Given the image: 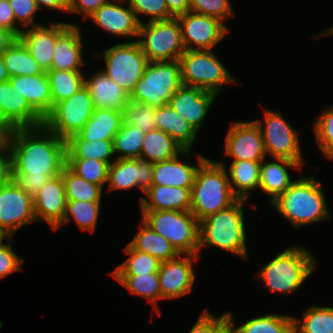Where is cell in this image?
Instances as JSON below:
<instances>
[{
    "instance_id": "9",
    "label": "cell",
    "mask_w": 333,
    "mask_h": 333,
    "mask_svg": "<svg viewBox=\"0 0 333 333\" xmlns=\"http://www.w3.org/2000/svg\"><path fill=\"white\" fill-rule=\"evenodd\" d=\"M138 38L149 62L179 60L186 51L177 18L143 22L140 24Z\"/></svg>"
},
{
    "instance_id": "26",
    "label": "cell",
    "mask_w": 333,
    "mask_h": 333,
    "mask_svg": "<svg viewBox=\"0 0 333 333\" xmlns=\"http://www.w3.org/2000/svg\"><path fill=\"white\" fill-rule=\"evenodd\" d=\"M191 189L182 187L151 185L140 197L141 211H189Z\"/></svg>"
},
{
    "instance_id": "13",
    "label": "cell",
    "mask_w": 333,
    "mask_h": 333,
    "mask_svg": "<svg viewBox=\"0 0 333 333\" xmlns=\"http://www.w3.org/2000/svg\"><path fill=\"white\" fill-rule=\"evenodd\" d=\"M177 19L186 50H213L230 31L219 19L191 11Z\"/></svg>"
},
{
    "instance_id": "44",
    "label": "cell",
    "mask_w": 333,
    "mask_h": 333,
    "mask_svg": "<svg viewBox=\"0 0 333 333\" xmlns=\"http://www.w3.org/2000/svg\"><path fill=\"white\" fill-rule=\"evenodd\" d=\"M66 166L86 181L104 187L108 180L109 164L97 159H66Z\"/></svg>"
},
{
    "instance_id": "27",
    "label": "cell",
    "mask_w": 333,
    "mask_h": 333,
    "mask_svg": "<svg viewBox=\"0 0 333 333\" xmlns=\"http://www.w3.org/2000/svg\"><path fill=\"white\" fill-rule=\"evenodd\" d=\"M263 159L260 165L259 173V189L270 195V202L272 203L278 196L283 194L295 181L292 180L290 173L287 169H299L302 165L286 159V158H273V162H265Z\"/></svg>"
},
{
    "instance_id": "35",
    "label": "cell",
    "mask_w": 333,
    "mask_h": 333,
    "mask_svg": "<svg viewBox=\"0 0 333 333\" xmlns=\"http://www.w3.org/2000/svg\"><path fill=\"white\" fill-rule=\"evenodd\" d=\"M113 156H115L113 140L90 142L82 139L78 134L66 140V159H97L110 165L115 161Z\"/></svg>"
},
{
    "instance_id": "40",
    "label": "cell",
    "mask_w": 333,
    "mask_h": 333,
    "mask_svg": "<svg viewBox=\"0 0 333 333\" xmlns=\"http://www.w3.org/2000/svg\"><path fill=\"white\" fill-rule=\"evenodd\" d=\"M101 201H78L67 200L66 212L63 222L55 229L58 230L72 221L78 225L81 231H89L93 233L98 223L99 213L101 209ZM71 218V219H70Z\"/></svg>"
},
{
    "instance_id": "33",
    "label": "cell",
    "mask_w": 333,
    "mask_h": 333,
    "mask_svg": "<svg viewBox=\"0 0 333 333\" xmlns=\"http://www.w3.org/2000/svg\"><path fill=\"white\" fill-rule=\"evenodd\" d=\"M183 150L184 148L168 133L154 129L145 133L140 159L157 163L174 158Z\"/></svg>"
},
{
    "instance_id": "41",
    "label": "cell",
    "mask_w": 333,
    "mask_h": 333,
    "mask_svg": "<svg viewBox=\"0 0 333 333\" xmlns=\"http://www.w3.org/2000/svg\"><path fill=\"white\" fill-rule=\"evenodd\" d=\"M144 136V131L123 122L121 129L113 138L115 159L140 158Z\"/></svg>"
},
{
    "instance_id": "42",
    "label": "cell",
    "mask_w": 333,
    "mask_h": 333,
    "mask_svg": "<svg viewBox=\"0 0 333 333\" xmlns=\"http://www.w3.org/2000/svg\"><path fill=\"white\" fill-rule=\"evenodd\" d=\"M129 257L112 271V276H135L137 274L158 273L161 261L147 253L137 251L129 244L124 248Z\"/></svg>"
},
{
    "instance_id": "54",
    "label": "cell",
    "mask_w": 333,
    "mask_h": 333,
    "mask_svg": "<svg viewBox=\"0 0 333 333\" xmlns=\"http://www.w3.org/2000/svg\"><path fill=\"white\" fill-rule=\"evenodd\" d=\"M11 177V155L7 137L0 140V186L8 183Z\"/></svg>"
},
{
    "instance_id": "60",
    "label": "cell",
    "mask_w": 333,
    "mask_h": 333,
    "mask_svg": "<svg viewBox=\"0 0 333 333\" xmlns=\"http://www.w3.org/2000/svg\"><path fill=\"white\" fill-rule=\"evenodd\" d=\"M329 35H333V26H330V28H328L327 30L323 31L322 33H319V36H316V38H320L323 36H329Z\"/></svg>"
},
{
    "instance_id": "36",
    "label": "cell",
    "mask_w": 333,
    "mask_h": 333,
    "mask_svg": "<svg viewBox=\"0 0 333 333\" xmlns=\"http://www.w3.org/2000/svg\"><path fill=\"white\" fill-rule=\"evenodd\" d=\"M2 58L11 77L33 76L44 72L19 38L2 53Z\"/></svg>"
},
{
    "instance_id": "23",
    "label": "cell",
    "mask_w": 333,
    "mask_h": 333,
    "mask_svg": "<svg viewBox=\"0 0 333 333\" xmlns=\"http://www.w3.org/2000/svg\"><path fill=\"white\" fill-rule=\"evenodd\" d=\"M216 97L217 94L214 92L198 87L182 85L173 94L169 105L185 118L198 133Z\"/></svg>"
},
{
    "instance_id": "18",
    "label": "cell",
    "mask_w": 333,
    "mask_h": 333,
    "mask_svg": "<svg viewBox=\"0 0 333 333\" xmlns=\"http://www.w3.org/2000/svg\"><path fill=\"white\" fill-rule=\"evenodd\" d=\"M153 163L137 159H115L108 169V191L132 190L143 193L151 186Z\"/></svg>"
},
{
    "instance_id": "50",
    "label": "cell",
    "mask_w": 333,
    "mask_h": 333,
    "mask_svg": "<svg viewBox=\"0 0 333 333\" xmlns=\"http://www.w3.org/2000/svg\"><path fill=\"white\" fill-rule=\"evenodd\" d=\"M13 9L15 20L20 27H33L42 25L35 22V16L40 12L35 0H8Z\"/></svg>"
},
{
    "instance_id": "48",
    "label": "cell",
    "mask_w": 333,
    "mask_h": 333,
    "mask_svg": "<svg viewBox=\"0 0 333 333\" xmlns=\"http://www.w3.org/2000/svg\"><path fill=\"white\" fill-rule=\"evenodd\" d=\"M125 4L130 5L140 24H142L143 21L138 17L139 15L149 16L150 18H148L149 20L147 22L173 18L169 14L165 0H127Z\"/></svg>"
},
{
    "instance_id": "14",
    "label": "cell",
    "mask_w": 333,
    "mask_h": 333,
    "mask_svg": "<svg viewBox=\"0 0 333 333\" xmlns=\"http://www.w3.org/2000/svg\"><path fill=\"white\" fill-rule=\"evenodd\" d=\"M37 222L33 198L14 180L0 186V227L12 237L24 225Z\"/></svg>"
},
{
    "instance_id": "11",
    "label": "cell",
    "mask_w": 333,
    "mask_h": 333,
    "mask_svg": "<svg viewBox=\"0 0 333 333\" xmlns=\"http://www.w3.org/2000/svg\"><path fill=\"white\" fill-rule=\"evenodd\" d=\"M263 117L254 120L259 126L266 155L271 158H286L303 166L305 164L297 132L279 111L263 108Z\"/></svg>"
},
{
    "instance_id": "3",
    "label": "cell",
    "mask_w": 333,
    "mask_h": 333,
    "mask_svg": "<svg viewBox=\"0 0 333 333\" xmlns=\"http://www.w3.org/2000/svg\"><path fill=\"white\" fill-rule=\"evenodd\" d=\"M245 201L237 199L229 207L199 221V252L202 247L211 245L248 259Z\"/></svg>"
},
{
    "instance_id": "21",
    "label": "cell",
    "mask_w": 333,
    "mask_h": 333,
    "mask_svg": "<svg viewBox=\"0 0 333 333\" xmlns=\"http://www.w3.org/2000/svg\"><path fill=\"white\" fill-rule=\"evenodd\" d=\"M126 0H109L88 18L107 33L117 36L138 37L140 22L130 5L123 7Z\"/></svg>"
},
{
    "instance_id": "37",
    "label": "cell",
    "mask_w": 333,
    "mask_h": 333,
    "mask_svg": "<svg viewBox=\"0 0 333 333\" xmlns=\"http://www.w3.org/2000/svg\"><path fill=\"white\" fill-rule=\"evenodd\" d=\"M132 295H138L151 302L153 308L161 315L158 301L161 300V288L158 273L137 274L135 276H112Z\"/></svg>"
},
{
    "instance_id": "15",
    "label": "cell",
    "mask_w": 333,
    "mask_h": 333,
    "mask_svg": "<svg viewBox=\"0 0 333 333\" xmlns=\"http://www.w3.org/2000/svg\"><path fill=\"white\" fill-rule=\"evenodd\" d=\"M225 137L224 154L232 161H262L267 158L259 126L252 121L230 123Z\"/></svg>"
},
{
    "instance_id": "34",
    "label": "cell",
    "mask_w": 333,
    "mask_h": 333,
    "mask_svg": "<svg viewBox=\"0 0 333 333\" xmlns=\"http://www.w3.org/2000/svg\"><path fill=\"white\" fill-rule=\"evenodd\" d=\"M139 228V232L128 243L132 248L147 253L161 262L175 259L179 255L170 241L156 233L143 221Z\"/></svg>"
},
{
    "instance_id": "1",
    "label": "cell",
    "mask_w": 333,
    "mask_h": 333,
    "mask_svg": "<svg viewBox=\"0 0 333 333\" xmlns=\"http://www.w3.org/2000/svg\"><path fill=\"white\" fill-rule=\"evenodd\" d=\"M12 180L34 198L49 179L66 166V140L44 125L14 128L6 133Z\"/></svg>"
},
{
    "instance_id": "32",
    "label": "cell",
    "mask_w": 333,
    "mask_h": 333,
    "mask_svg": "<svg viewBox=\"0 0 333 333\" xmlns=\"http://www.w3.org/2000/svg\"><path fill=\"white\" fill-rule=\"evenodd\" d=\"M228 315V333H294L293 316L282 314H265L247 320L241 326L233 324L234 319L230 311Z\"/></svg>"
},
{
    "instance_id": "6",
    "label": "cell",
    "mask_w": 333,
    "mask_h": 333,
    "mask_svg": "<svg viewBox=\"0 0 333 333\" xmlns=\"http://www.w3.org/2000/svg\"><path fill=\"white\" fill-rule=\"evenodd\" d=\"M152 230L170 241L179 254L200 255L199 221L189 211H141Z\"/></svg>"
},
{
    "instance_id": "55",
    "label": "cell",
    "mask_w": 333,
    "mask_h": 333,
    "mask_svg": "<svg viewBox=\"0 0 333 333\" xmlns=\"http://www.w3.org/2000/svg\"><path fill=\"white\" fill-rule=\"evenodd\" d=\"M169 14L177 18L190 11L189 0H165Z\"/></svg>"
},
{
    "instance_id": "45",
    "label": "cell",
    "mask_w": 333,
    "mask_h": 333,
    "mask_svg": "<svg viewBox=\"0 0 333 333\" xmlns=\"http://www.w3.org/2000/svg\"><path fill=\"white\" fill-rule=\"evenodd\" d=\"M156 108L135 101H129L123 111L124 123L136 126L145 133L157 129Z\"/></svg>"
},
{
    "instance_id": "56",
    "label": "cell",
    "mask_w": 333,
    "mask_h": 333,
    "mask_svg": "<svg viewBox=\"0 0 333 333\" xmlns=\"http://www.w3.org/2000/svg\"><path fill=\"white\" fill-rule=\"evenodd\" d=\"M38 9L46 7L52 10L65 11L66 13L69 10V0H35Z\"/></svg>"
},
{
    "instance_id": "22",
    "label": "cell",
    "mask_w": 333,
    "mask_h": 333,
    "mask_svg": "<svg viewBox=\"0 0 333 333\" xmlns=\"http://www.w3.org/2000/svg\"><path fill=\"white\" fill-rule=\"evenodd\" d=\"M33 203L36 220H42L55 231L63 222L67 206L62 175L49 179L33 198Z\"/></svg>"
},
{
    "instance_id": "28",
    "label": "cell",
    "mask_w": 333,
    "mask_h": 333,
    "mask_svg": "<svg viewBox=\"0 0 333 333\" xmlns=\"http://www.w3.org/2000/svg\"><path fill=\"white\" fill-rule=\"evenodd\" d=\"M9 80L43 119L51 112L52 98L47 72L33 76H13Z\"/></svg>"
},
{
    "instance_id": "2",
    "label": "cell",
    "mask_w": 333,
    "mask_h": 333,
    "mask_svg": "<svg viewBox=\"0 0 333 333\" xmlns=\"http://www.w3.org/2000/svg\"><path fill=\"white\" fill-rule=\"evenodd\" d=\"M323 190L321 181L313 176H301L271 205L295 229L319 221H329L330 211Z\"/></svg>"
},
{
    "instance_id": "17",
    "label": "cell",
    "mask_w": 333,
    "mask_h": 333,
    "mask_svg": "<svg viewBox=\"0 0 333 333\" xmlns=\"http://www.w3.org/2000/svg\"><path fill=\"white\" fill-rule=\"evenodd\" d=\"M44 119L25 97L14 89L11 81L0 83V124L6 131L14 128L38 127Z\"/></svg>"
},
{
    "instance_id": "19",
    "label": "cell",
    "mask_w": 333,
    "mask_h": 333,
    "mask_svg": "<svg viewBox=\"0 0 333 333\" xmlns=\"http://www.w3.org/2000/svg\"><path fill=\"white\" fill-rule=\"evenodd\" d=\"M190 154L191 150L184 149L174 158L153 163L151 185L192 188L198 168L208 157L198 154L196 166L191 164ZM183 157L186 162L182 161Z\"/></svg>"
},
{
    "instance_id": "43",
    "label": "cell",
    "mask_w": 333,
    "mask_h": 333,
    "mask_svg": "<svg viewBox=\"0 0 333 333\" xmlns=\"http://www.w3.org/2000/svg\"><path fill=\"white\" fill-rule=\"evenodd\" d=\"M67 200L101 201L103 187L77 176L67 166L62 170Z\"/></svg>"
},
{
    "instance_id": "31",
    "label": "cell",
    "mask_w": 333,
    "mask_h": 333,
    "mask_svg": "<svg viewBox=\"0 0 333 333\" xmlns=\"http://www.w3.org/2000/svg\"><path fill=\"white\" fill-rule=\"evenodd\" d=\"M260 165L261 161H231L227 175L232 193L238 199L248 200L251 191L259 188Z\"/></svg>"
},
{
    "instance_id": "12",
    "label": "cell",
    "mask_w": 333,
    "mask_h": 333,
    "mask_svg": "<svg viewBox=\"0 0 333 333\" xmlns=\"http://www.w3.org/2000/svg\"><path fill=\"white\" fill-rule=\"evenodd\" d=\"M93 111L92 98L84 85L69 98L56 103L44 118L43 125L59 138L67 140L84 127Z\"/></svg>"
},
{
    "instance_id": "52",
    "label": "cell",
    "mask_w": 333,
    "mask_h": 333,
    "mask_svg": "<svg viewBox=\"0 0 333 333\" xmlns=\"http://www.w3.org/2000/svg\"><path fill=\"white\" fill-rule=\"evenodd\" d=\"M108 1L109 0H69L68 14H83V19L85 20Z\"/></svg>"
},
{
    "instance_id": "51",
    "label": "cell",
    "mask_w": 333,
    "mask_h": 333,
    "mask_svg": "<svg viewBox=\"0 0 333 333\" xmlns=\"http://www.w3.org/2000/svg\"><path fill=\"white\" fill-rule=\"evenodd\" d=\"M13 244L11 238L8 243L0 246V280L8 275L20 271L24 259L17 255L12 249Z\"/></svg>"
},
{
    "instance_id": "30",
    "label": "cell",
    "mask_w": 333,
    "mask_h": 333,
    "mask_svg": "<svg viewBox=\"0 0 333 333\" xmlns=\"http://www.w3.org/2000/svg\"><path fill=\"white\" fill-rule=\"evenodd\" d=\"M157 129L168 133L184 149L192 150L197 132L169 104L156 108Z\"/></svg>"
},
{
    "instance_id": "57",
    "label": "cell",
    "mask_w": 333,
    "mask_h": 333,
    "mask_svg": "<svg viewBox=\"0 0 333 333\" xmlns=\"http://www.w3.org/2000/svg\"><path fill=\"white\" fill-rule=\"evenodd\" d=\"M18 37L10 30L0 27V54H2Z\"/></svg>"
},
{
    "instance_id": "46",
    "label": "cell",
    "mask_w": 333,
    "mask_h": 333,
    "mask_svg": "<svg viewBox=\"0 0 333 333\" xmlns=\"http://www.w3.org/2000/svg\"><path fill=\"white\" fill-rule=\"evenodd\" d=\"M312 128L319 150L333 161V105L322 111Z\"/></svg>"
},
{
    "instance_id": "38",
    "label": "cell",
    "mask_w": 333,
    "mask_h": 333,
    "mask_svg": "<svg viewBox=\"0 0 333 333\" xmlns=\"http://www.w3.org/2000/svg\"><path fill=\"white\" fill-rule=\"evenodd\" d=\"M300 320L293 316L294 333H333V307L311 306Z\"/></svg>"
},
{
    "instance_id": "61",
    "label": "cell",
    "mask_w": 333,
    "mask_h": 333,
    "mask_svg": "<svg viewBox=\"0 0 333 333\" xmlns=\"http://www.w3.org/2000/svg\"><path fill=\"white\" fill-rule=\"evenodd\" d=\"M7 131L4 129V127L0 124V140L6 137Z\"/></svg>"
},
{
    "instance_id": "29",
    "label": "cell",
    "mask_w": 333,
    "mask_h": 333,
    "mask_svg": "<svg viewBox=\"0 0 333 333\" xmlns=\"http://www.w3.org/2000/svg\"><path fill=\"white\" fill-rule=\"evenodd\" d=\"M123 122V111L106 108L94 109L90 119L77 134L90 142L113 140Z\"/></svg>"
},
{
    "instance_id": "16",
    "label": "cell",
    "mask_w": 333,
    "mask_h": 333,
    "mask_svg": "<svg viewBox=\"0 0 333 333\" xmlns=\"http://www.w3.org/2000/svg\"><path fill=\"white\" fill-rule=\"evenodd\" d=\"M199 257L179 254L175 259L161 262L158 271L161 300L181 298L191 292L196 278L192 264Z\"/></svg>"
},
{
    "instance_id": "20",
    "label": "cell",
    "mask_w": 333,
    "mask_h": 333,
    "mask_svg": "<svg viewBox=\"0 0 333 333\" xmlns=\"http://www.w3.org/2000/svg\"><path fill=\"white\" fill-rule=\"evenodd\" d=\"M72 23L51 22L50 26L38 25L23 28L18 37L31 56L47 72L51 69L57 37Z\"/></svg>"
},
{
    "instance_id": "8",
    "label": "cell",
    "mask_w": 333,
    "mask_h": 333,
    "mask_svg": "<svg viewBox=\"0 0 333 333\" xmlns=\"http://www.w3.org/2000/svg\"><path fill=\"white\" fill-rule=\"evenodd\" d=\"M179 61L182 85L218 95L225 85L238 83L213 50H186Z\"/></svg>"
},
{
    "instance_id": "7",
    "label": "cell",
    "mask_w": 333,
    "mask_h": 333,
    "mask_svg": "<svg viewBox=\"0 0 333 333\" xmlns=\"http://www.w3.org/2000/svg\"><path fill=\"white\" fill-rule=\"evenodd\" d=\"M182 86L179 60L149 62L130 94V101L159 108Z\"/></svg>"
},
{
    "instance_id": "24",
    "label": "cell",
    "mask_w": 333,
    "mask_h": 333,
    "mask_svg": "<svg viewBox=\"0 0 333 333\" xmlns=\"http://www.w3.org/2000/svg\"><path fill=\"white\" fill-rule=\"evenodd\" d=\"M83 38L78 25L70 24L56 39L50 70L82 71Z\"/></svg>"
},
{
    "instance_id": "25",
    "label": "cell",
    "mask_w": 333,
    "mask_h": 333,
    "mask_svg": "<svg viewBox=\"0 0 333 333\" xmlns=\"http://www.w3.org/2000/svg\"><path fill=\"white\" fill-rule=\"evenodd\" d=\"M84 85L87 87L93 101L94 109L106 108L124 111L130 95L110 79L102 69L94 73L92 77H84Z\"/></svg>"
},
{
    "instance_id": "58",
    "label": "cell",
    "mask_w": 333,
    "mask_h": 333,
    "mask_svg": "<svg viewBox=\"0 0 333 333\" xmlns=\"http://www.w3.org/2000/svg\"><path fill=\"white\" fill-rule=\"evenodd\" d=\"M10 78L11 76L9 75L8 70L4 64L2 54H0V83L9 81Z\"/></svg>"
},
{
    "instance_id": "53",
    "label": "cell",
    "mask_w": 333,
    "mask_h": 333,
    "mask_svg": "<svg viewBox=\"0 0 333 333\" xmlns=\"http://www.w3.org/2000/svg\"><path fill=\"white\" fill-rule=\"evenodd\" d=\"M15 20V15L8 0H0V27L12 31L17 37L20 36L22 28Z\"/></svg>"
},
{
    "instance_id": "10",
    "label": "cell",
    "mask_w": 333,
    "mask_h": 333,
    "mask_svg": "<svg viewBox=\"0 0 333 333\" xmlns=\"http://www.w3.org/2000/svg\"><path fill=\"white\" fill-rule=\"evenodd\" d=\"M102 58L106 65L102 71L129 95L149 63L136 40L118 43L107 48Z\"/></svg>"
},
{
    "instance_id": "47",
    "label": "cell",
    "mask_w": 333,
    "mask_h": 333,
    "mask_svg": "<svg viewBox=\"0 0 333 333\" xmlns=\"http://www.w3.org/2000/svg\"><path fill=\"white\" fill-rule=\"evenodd\" d=\"M190 11L225 22L234 16L230 0H189Z\"/></svg>"
},
{
    "instance_id": "4",
    "label": "cell",
    "mask_w": 333,
    "mask_h": 333,
    "mask_svg": "<svg viewBox=\"0 0 333 333\" xmlns=\"http://www.w3.org/2000/svg\"><path fill=\"white\" fill-rule=\"evenodd\" d=\"M237 199L232 193L223 161L207 158L196 172L191 189L190 211L200 221L229 207Z\"/></svg>"
},
{
    "instance_id": "39",
    "label": "cell",
    "mask_w": 333,
    "mask_h": 333,
    "mask_svg": "<svg viewBox=\"0 0 333 333\" xmlns=\"http://www.w3.org/2000/svg\"><path fill=\"white\" fill-rule=\"evenodd\" d=\"M84 71L48 70L50 92L53 106L61 102L84 86Z\"/></svg>"
},
{
    "instance_id": "49",
    "label": "cell",
    "mask_w": 333,
    "mask_h": 333,
    "mask_svg": "<svg viewBox=\"0 0 333 333\" xmlns=\"http://www.w3.org/2000/svg\"><path fill=\"white\" fill-rule=\"evenodd\" d=\"M228 315L218 317L205 309L188 333H228Z\"/></svg>"
},
{
    "instance_id": "5",
    "label": "cell",
    "mask_w": 333,
    "mask_h": 333,
    "mask_svg": "<svg viewBox=\"0 0 333 333\" xmlns=\"http://www.w3.org/2000/svg\"><path fill=\"white\" fill-rule=\"evenodd\" d=\"M307 248L294 245L280 252L255 277L270 292L291 294L299 290L317 268V263Z\"/></svg>"
},
{
    "instance_id": "62",
    "label": "cell",
    "mask_w": 333,
    "mask_h": 333,
    "mask_svg": "<svg viewBox=\"0 0 333 333\" xmlns=\"http://www.w3.org/2000/svg\"><path fill=\"white\" fill-rule=\"evenodd\" d=\"M2 326H3V323H2V322H0V330H1Z\"/></svg>"
},
{
    "instance_id": "59",
    "label": "cell",
    "mask_w": 333,
    "mask_h": 333,
    "mask_svg": "<svg viewBox=\"0 0 333 333\" xmlns=\"http://www.w3.org/2000/svg\"><path fill=\"white\" fill-rule=\"evenodd\" d=\"M10 238H12V236L0 227V246L4 245L3 240H9Z\"/></svg>"
}]
</instances>
